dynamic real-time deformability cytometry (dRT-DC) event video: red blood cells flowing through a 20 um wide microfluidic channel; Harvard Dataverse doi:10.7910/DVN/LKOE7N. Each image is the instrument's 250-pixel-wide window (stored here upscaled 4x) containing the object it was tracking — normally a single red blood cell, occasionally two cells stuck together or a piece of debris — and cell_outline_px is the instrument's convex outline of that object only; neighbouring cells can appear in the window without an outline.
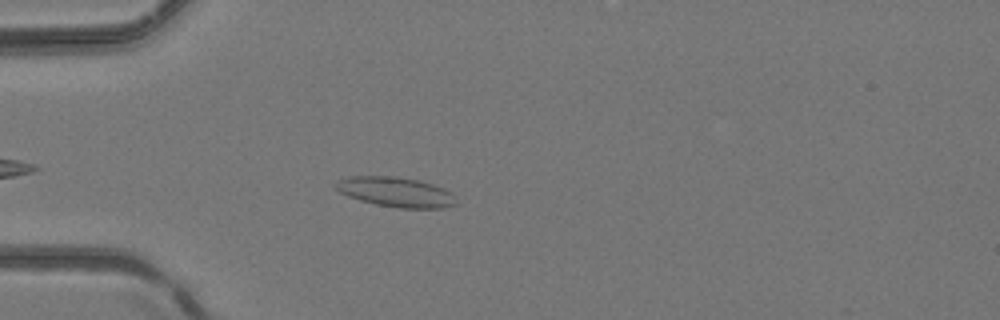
{"species": "common noctule bat (a hibernating species)", "species_latin": "Nyctalus noctula", "temperature_condition": "room temperature", "stored_images_in_passage": 4, "camera_frame_rate_fps": 3000, "um_per_image_px": 0.085, "animal": {"sex": "female", "body_mass_g": 24.6, "forearm_length_mm": 56.2}, "frame": {"image": 1, "passage_image": 4, "time_ms": 1.0, "image_size_px": [1000, 320], "cell_outline_px": [[456, 204], [444, 208], [400, 208], [376, 204], [360, 200], [348, 196], [332, 188], [332, 184], [336, 180], [348, 176], [396, 176], [420, 180], [444, 188], [452, 192], [456, 196]], "centroid_in_image_um": [33.61, 16.31], "position_along_channel_um": 51.4, "area_um2": 21.33}}